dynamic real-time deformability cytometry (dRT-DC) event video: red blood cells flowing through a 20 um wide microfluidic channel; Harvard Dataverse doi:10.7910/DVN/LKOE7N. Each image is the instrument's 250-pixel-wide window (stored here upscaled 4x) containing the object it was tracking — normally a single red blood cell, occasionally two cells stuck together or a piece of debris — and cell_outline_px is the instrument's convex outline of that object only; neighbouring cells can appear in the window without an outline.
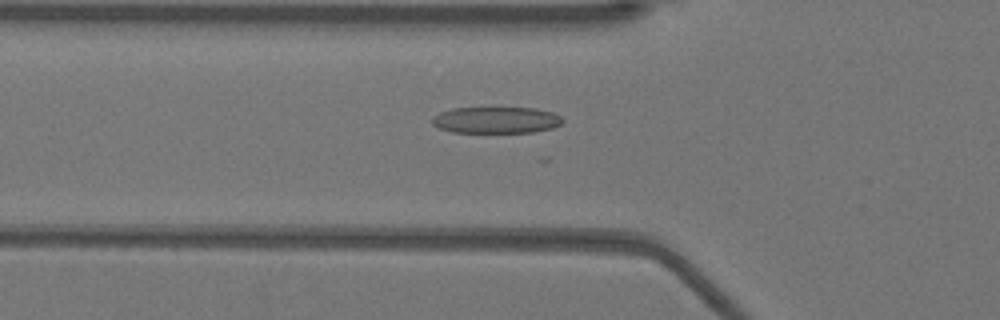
{"species": "Egyptian fruit bat (a non-hibernating species)", "species_latin": "Rousettus aegyptiacus", "temperature_condition": "warm", "stored_images_in_passage": 25, "camera_frame_rate_fps": 3000, "um_per_image_px": 0.085, "animal": {"sex": "female"}, "frame": {"image": 1, "passage_image": 2, "time_ms": 0.333, "image_size_px": [1000, 320], "cell_outline_px": [[564, 120], [560, 124], [552, 128], [532, 132], [452, 132], [440, 128], [432, 124], [432, 116], [440, 112], [452, 108], [492, 104], [536, 108], [552, 112], [560, 116]], "centroid_in_image_um": [42.15, 10.13], "position_along_channel_um": 83.7, "area_um2": 21.27}}
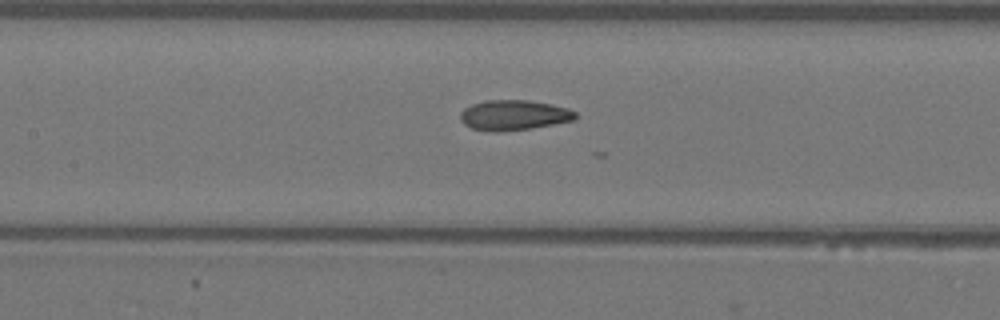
{"frame": {"image": 2, "passage_image": 8, "time_ms": 2.333, "image_size_px": [1000, 320], "cell_outline_px": [[576, 120], [532, 128], [496, 132], [488, 132], [472, 128], [464, 124], [460, 120], [460, 112], [464, 108], [472, 104], [484, 100], [528, 100], [552, 104], [568, 108], [576, 112]], "centroid_in_image_um": [43.66, 9.79], "position_along_channel_um": 163.7, "area_um2": 20.46}}
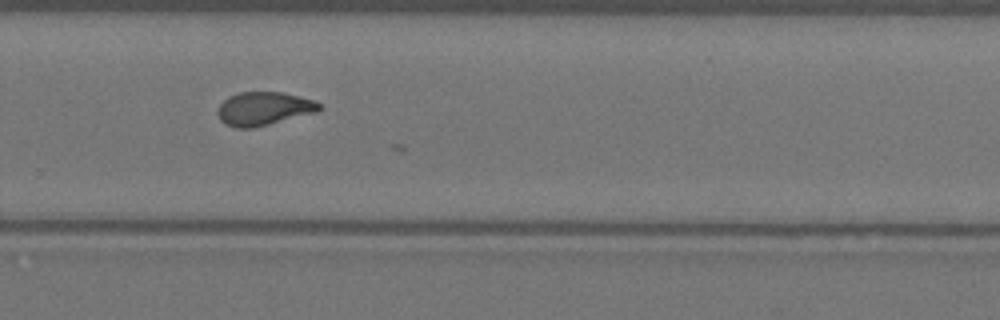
{"frame": {"image": 3, "passage_image": 19, "time_ms": 6.0, "image_size_px": [1000, 320], "cell_outline_px": [[324, 108], [320, 112], [252, 128], [236, 128], [220, 120], [216, 112], [220, 104], [228, 96], [240, 92], [280, 92], [316, 100]], "centroid_in_image_um": [22.47, 9.23], "position_along_channel_um": 307.3, "area_um2": 20.0}}